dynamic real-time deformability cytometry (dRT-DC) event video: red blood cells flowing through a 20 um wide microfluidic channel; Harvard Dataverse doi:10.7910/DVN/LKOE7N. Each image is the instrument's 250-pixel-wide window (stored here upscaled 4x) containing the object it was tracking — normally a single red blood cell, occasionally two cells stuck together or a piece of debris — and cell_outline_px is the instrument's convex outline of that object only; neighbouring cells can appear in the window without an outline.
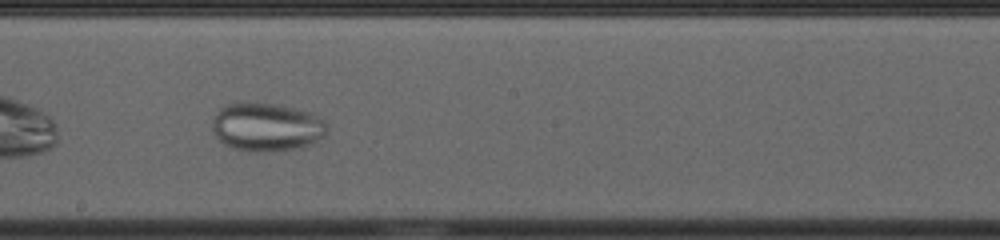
{"species": "common noctule bat (a hibernating species)", "species_latin": "Nyctalus noctula", "temperature_condition": "cold", "stored_images_in_passage": 33, "camera_frame_rate_fps": 3000, "um_per_image_px": 0.085, "animal": {"sex": "female", "body_mass_g": 23.0, "forearm_length_mm": 53.4}, "frame": {"image": 1, "passage_image": 15, "time_ms": 4.667, "image_size_px": [1000, 240], "cell_outline_px": [[328, 128], [324, 136], [312, 144], [304, 148], [268, 152], [248, 152], [232, 148], [224, 144], [216, 136], [212, 128], [212, 120], [216, 112], [224, 104], [236, 100], [244, 100], [280, 104], [312, 112], [324, 120], [328, 124]], "centroid_in_image_um": [22.66, 10.77], "position_along_channel_um": 225.5, "area_um2": 33.76}}